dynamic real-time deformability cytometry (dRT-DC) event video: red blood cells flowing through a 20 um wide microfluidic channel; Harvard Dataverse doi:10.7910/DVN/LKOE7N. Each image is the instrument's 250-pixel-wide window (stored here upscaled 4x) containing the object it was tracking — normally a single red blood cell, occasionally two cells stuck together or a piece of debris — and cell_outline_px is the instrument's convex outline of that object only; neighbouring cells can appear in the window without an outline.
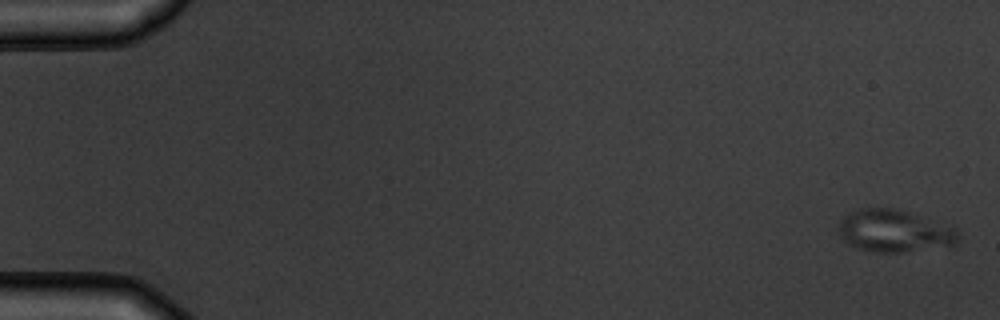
{"species": "common noctule bat (a hibernating species)", "species_latin": "Nyctalus noctula", "temperature_condition": "warm", "stored_images_in_passage": 5, "camera_frame_rate_fps": 3000, "um_per_image_px": 0.085, "animal": {"sex": "male", "body_mass_g": 19.5, "forearm_length_mm": 54.6}, "frame": {"image": 1, "passage_image": 5, "time_ms": 4.667, "image_size_px": [1000, 320], "cell_outline_px": [[960, 236], [956, 244], [904, 252], [868, 252], [856, 248], [848, 244], [840, 236], [836, 228], [840, 220], [848, 212], [860, 208], [892, 208], [908, 212], [956, 228], [960, 232]], "centroid_in_image_um": [75.96, 19.64], "position_along_channel_um": 9.0, "area_um2": 29.65}}